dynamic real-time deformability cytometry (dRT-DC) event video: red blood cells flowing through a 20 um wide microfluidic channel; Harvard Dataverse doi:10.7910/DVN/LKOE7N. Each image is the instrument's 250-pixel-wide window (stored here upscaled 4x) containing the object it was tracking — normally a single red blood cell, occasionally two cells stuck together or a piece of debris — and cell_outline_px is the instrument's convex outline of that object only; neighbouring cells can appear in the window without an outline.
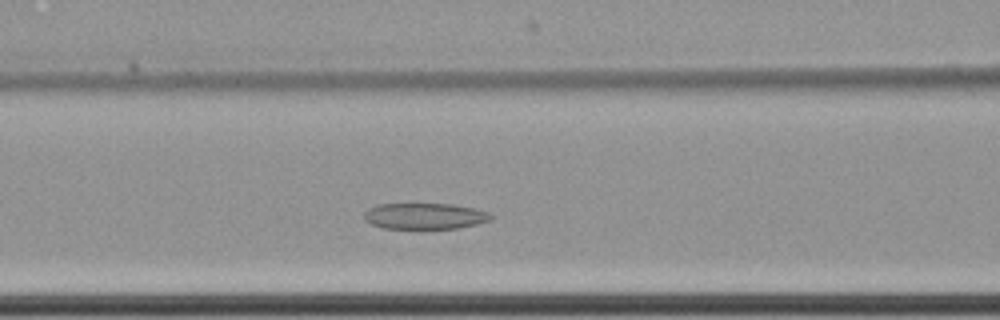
{"species": "common noctule bat (a hibernating species)", "species_latin": "Nyctalus noctula", "temperature_condition": "cold", "stored_images_in_passage": 46, "camera_frame_rate_fps": 3000, "um_per_image_px": 0.085, "animal": {"sex": "female", "body_mass_g": 22.7, "forearm_length_mm": 54.2}, "frame": {"image": 1, "passage_image": 15, "time_ms": 4.667, "image_size_px": [1000, 320], "cell_outline_px": [[492, 220], [476, 224], [456, 228], [380, 228], [364, 220], [364, 212], [368, 208], [380, 204], [452, 204], [472, 208], [488, 212], [492, 216]], "centroid_in_image_um": [36.07, 18.36], "position_along_channel_um": 130.5, "area_um2": 19.13}}
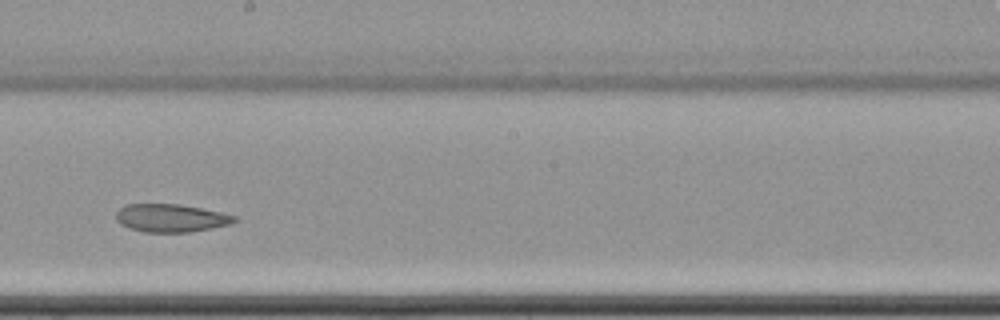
{"frame": {"image": 2, "passage_image": 24, "time_ms": 7.667, "image_size_px": [1000, 320], "cell_outline_px": [[236, 220], [228, 224], [212, 228], [188, 232], [144, 232], [128, 228], [120, 224], [116, 220], [116, 212], [124, 204], [180, 204], [220, 212], [236, 216]], "centroid_in_image_um": [14.47, 18.53], "position_along_channel_um": 233.7, "area_um2": 19.25}}
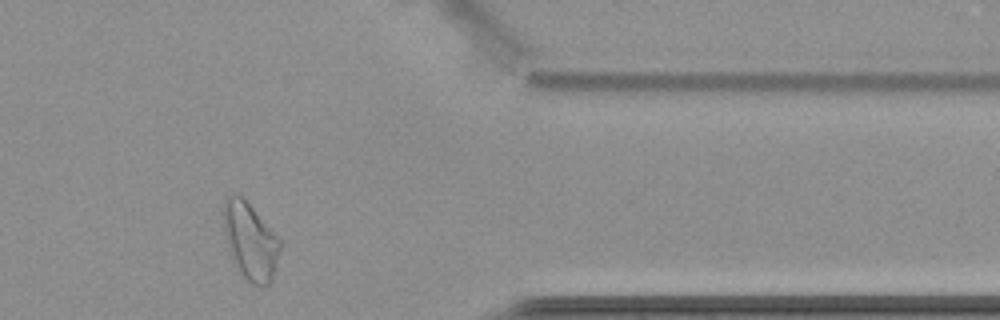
{"frame": {"image": 3, "passage_image": 39, "time_ms": 12.667, "image_size_px": [1000, 320], "cell_outline_px": [[280, 248], [272, 280], [268, 284], [252, 284], [244, 280], [240, 276], [228, 248], [224, 232], [224, 200], [232, 192], [236, 192], [252, 208], [280, 240]], "centroid_in_image_um": [21.24, 20.52], "position_along_channel_um": 390.2, "area_um2": 24.91}, "authors_computed_cell_mechanics": {"area_um2": 21.5016, "velocity_mm_per_s": 3.4503, "shape_relaxation_time_tau1_ms": null, "shape_relaxation_time_tau2_ms": 4.1645, "deformation_change_tau1": null, "deformation_change_tau2": 0.0898}}